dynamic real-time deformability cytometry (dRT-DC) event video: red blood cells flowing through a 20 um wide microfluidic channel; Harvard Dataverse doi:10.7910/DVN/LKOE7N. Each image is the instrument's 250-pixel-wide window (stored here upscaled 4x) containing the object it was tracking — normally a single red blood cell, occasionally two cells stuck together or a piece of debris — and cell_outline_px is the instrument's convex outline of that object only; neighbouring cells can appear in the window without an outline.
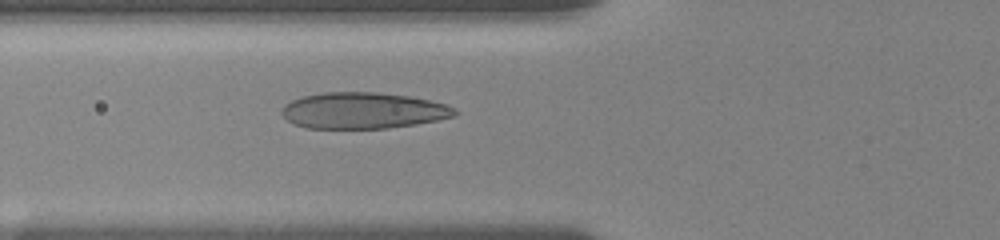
{"species": "human", "species_latin": "Homo sapiens", "temperature_condition": "room temperature", "stored_images_in_passage": 10, "camera_frame_rate_fps": 3000, "um_per_image_px": 0.085, "donor": {"sex": "female"}, "frame": {"image": 1, "passage_image": 10, "time_ms": 6.667, "image_size_px": [1000, 240], "cell_outline_px": [[460, 112], [456, 116], [416, 124], [388, 128], [308, 128], [292, 124], [280, 112], [284, 104], [292, 100], [304, 96], [324, 92], [376, 92], [408, 96], [448, 104], [456, 108]], "centroid_in_image_um": [30.88, 9.4], "position_along_channel_um": 94.9, "area_um2": 36.65}}